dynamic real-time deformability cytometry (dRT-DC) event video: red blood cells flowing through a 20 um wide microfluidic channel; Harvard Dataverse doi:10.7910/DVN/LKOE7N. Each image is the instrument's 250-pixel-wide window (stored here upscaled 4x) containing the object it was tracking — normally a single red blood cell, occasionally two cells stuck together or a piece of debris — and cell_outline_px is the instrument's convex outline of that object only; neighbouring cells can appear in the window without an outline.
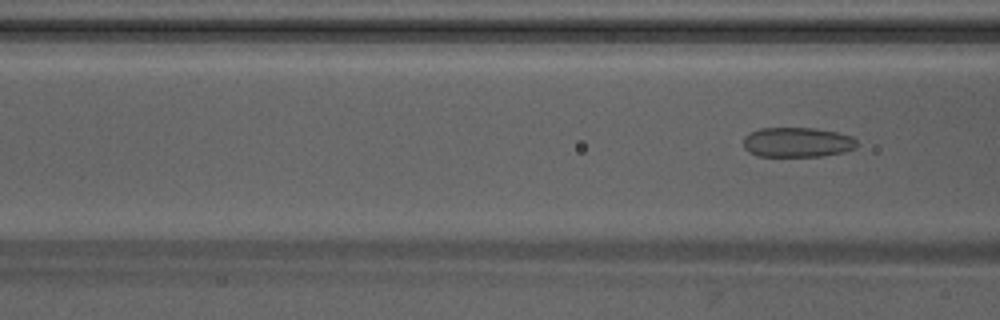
{"species": "Egyptian fruit bat (a non-hibernating species)", "species_latin": "Rousettus aegyptiacus", "temperature_condition": "warm", "stored_images_in_passage": 7, "camera_frame_rate_fps": 3000, "um_per_image_px": 0.085, "animal": {"sex": "male"}, "frame": {"image": 1, "passage_image": 7, "time_ms": 2.0, "image_size_px": [1000, 320], "cell_outline_px": [[856, 148], [844, 152], [820, 156], [756, 156], [748, 152], [744, 148], [744, 136], [760, 128], [816, 128], [836, 132], [852, 136], [856, 140]], "centroid_in_image_um": [67.76, 12.09], "position_along_channel_um": 98.8, "area_um2": 19.77}}